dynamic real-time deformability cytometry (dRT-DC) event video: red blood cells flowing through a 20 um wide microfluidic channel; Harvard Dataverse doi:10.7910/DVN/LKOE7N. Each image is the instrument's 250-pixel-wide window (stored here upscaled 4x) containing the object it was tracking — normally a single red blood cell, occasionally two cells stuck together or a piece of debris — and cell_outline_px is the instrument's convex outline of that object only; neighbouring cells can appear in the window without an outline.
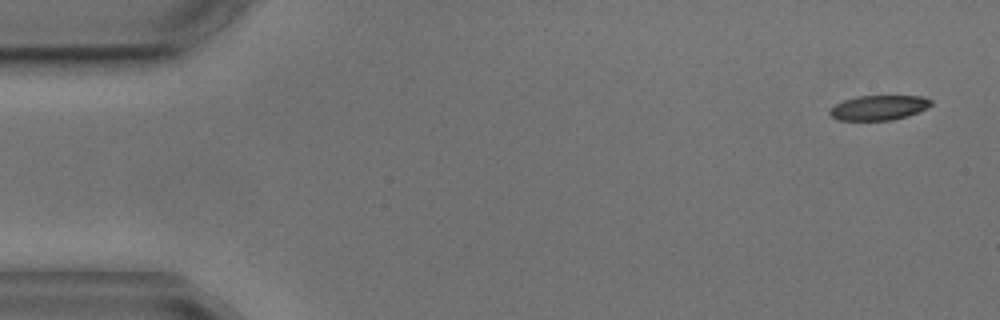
{"species": "common noctule bat (a hibernating species)", "species_latin": "Nyctalus noctula", "temperature_condition": "cold", "stored_images_in_passage": 5, "camera_frame_rate_fps": 3000, "um_per_image_px": 0.085, "animal": {"sex": "male", "body_mass_g": 17.9, "forearm_length_mm": 54.2}, "frame": {"image": 1, "passage_image": 1, "time_ms": 0.0, "image_size_px": [1000, 320], "cell_outline_px": [[932, 104], [928, 108], [908, 116], [892, 120], [836, 120], [828, 112], [836, 104], [844, 100], [856, 96], [924, 96], [932, 100]], "centroid_in_image_um": [74.73, 9.15], "position_along_channel_um": 10.3, "area_um2": 14.68}}